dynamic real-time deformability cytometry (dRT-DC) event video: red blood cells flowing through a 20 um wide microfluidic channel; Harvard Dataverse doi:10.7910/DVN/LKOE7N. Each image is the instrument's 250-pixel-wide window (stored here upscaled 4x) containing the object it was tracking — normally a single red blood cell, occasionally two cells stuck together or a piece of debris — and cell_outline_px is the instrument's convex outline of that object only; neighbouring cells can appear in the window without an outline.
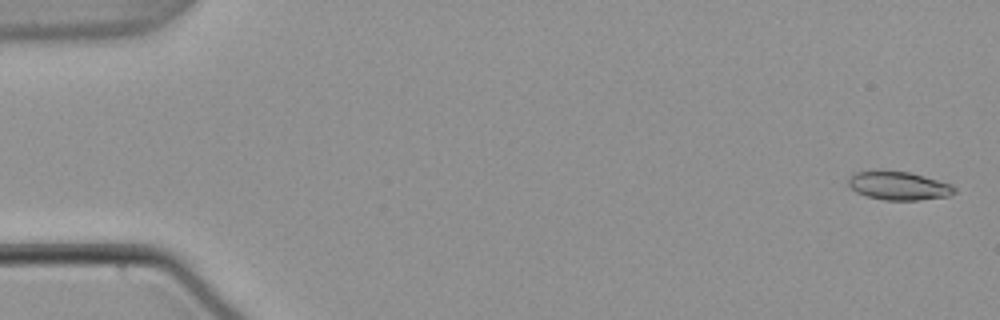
{"species": "common noctule bat (a hibernating species)", "species_latin": "Nyctalus noctula", "temperature_condition": "warm", "stored_images_in_passage": 54, "camera_frame_rate_fps": 3000, "um_per_image_px": 0.085, "animal": {"sex": "male", "body_mass_g": 21.5, "forearm_length_mm": 52.0}, "frame": {"image": 1, "passage_image": 2, "time_ms": 0.333, "image_size_px": [1000, 320], "cell_outline_px": [[956, 192], [948, 196], [920, 200], [884, 200], [868, 196], [856, 192], [848, 184], [848, 180], [856, 172], [880, 168], [912, 172], [952, 184], [956, 188]], "centroid_in_image_um": [76.4, 15.75], "position_along_channel_um": 8.6, "area_um2": 18.09}}
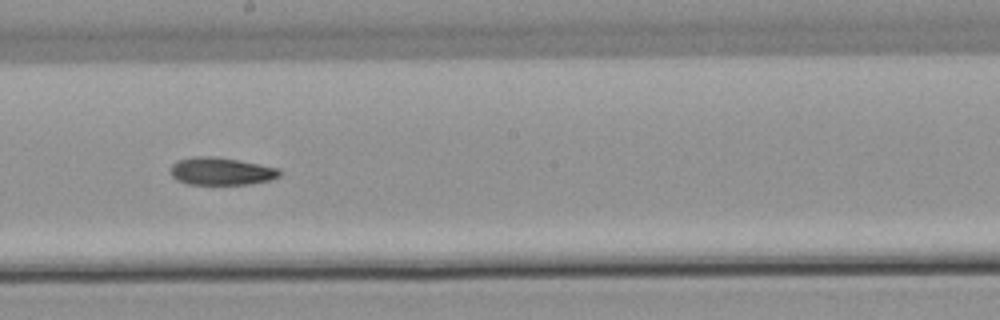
{"frame": {"image": 2, "passage_image": 31, "time_ms": 10.0, "image_size_px": [1000, 320], "cell_outline_px": [[280, 176], [272, 180], [248, 184], [188, 184], [172, 176], [172, 164], [176, 160], [192, 156], [216, 156], [260, 164], [280, 168]], "centroid_in_image_um": [18.83, 14.54], "position_along_channel_um": 229.4, "area_um2": 17.57}}
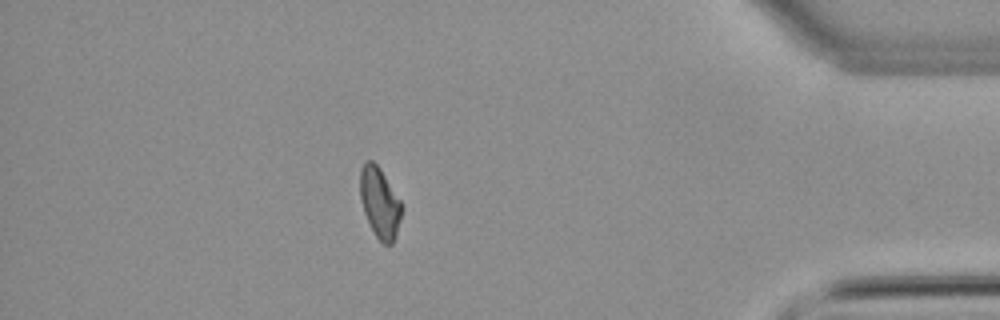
{"frame": {"image": 3, "passage_image": 48, "time_ms": 15.667, "image_size_px": [1000, 320], "cell_outline_px": [[400, 220], [392, 244], [384, 244], [376, 236], [364, 212], [360, 200], [360, 168], [368, 160], [372, 160], [380, 168], [400, 200]], "centroid_in_image_um": [32.25, 17.2], "position_along_channel_um": 403.0, "area_um2": 16.59}}